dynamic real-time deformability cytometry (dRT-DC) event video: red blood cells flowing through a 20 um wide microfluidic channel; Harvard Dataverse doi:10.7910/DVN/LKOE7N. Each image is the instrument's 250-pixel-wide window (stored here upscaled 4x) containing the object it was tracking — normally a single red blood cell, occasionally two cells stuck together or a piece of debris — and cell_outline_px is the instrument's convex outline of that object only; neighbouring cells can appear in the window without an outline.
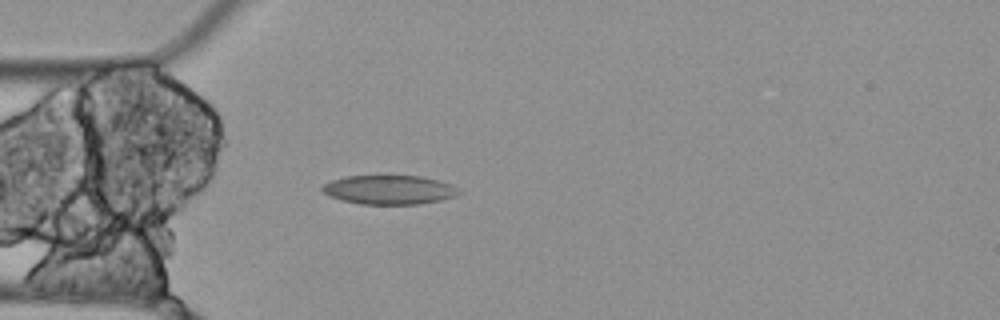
{"species": "Egyptian fruit bat (a non-hibernating species)", "species_latin": "Rousettus aegyptiacus", "temperature_condition": "cold", "stored_images_in_passage": 1, "camera_frame_rate_fps": 3000, "um_per_image_px": 0.085, "animal": {"sex": "female"}, "frame": {"image": 1, "passage_image": 1, "time_ms": 0.0, "image_size_px": [1000, 320], "cell_outline_px": [[460, 192], [456, 196], [440, 200], [420, 204], [360, 204], [340, 200], [328, 196], [320, 188], [324, 184], [332, 180], [344, 176], [420, 176], [452, 184]], "centroid_in_image_um": [33.05, 16.13], "position_along_channel_um": 52.0, "area_um2": 23.12}}